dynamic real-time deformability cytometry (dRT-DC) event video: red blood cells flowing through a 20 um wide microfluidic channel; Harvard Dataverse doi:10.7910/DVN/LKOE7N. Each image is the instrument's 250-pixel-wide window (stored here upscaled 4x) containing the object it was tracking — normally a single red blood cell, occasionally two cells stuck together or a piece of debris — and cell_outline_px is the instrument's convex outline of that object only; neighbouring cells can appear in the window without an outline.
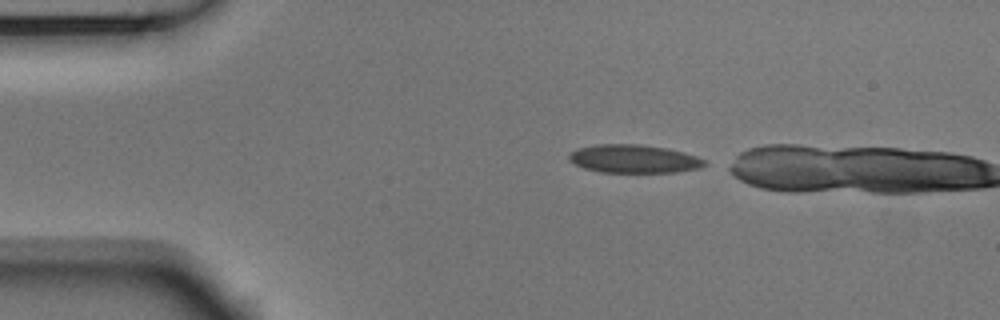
{"species": "Egyptian fruit bat (a non-hibernating species)", "species_latin": "Rousettus aegyptiacus", "temperature_condition": "room temperature", "stored_images_in_passage": 3, "camera_frame_rate_fps": 3000, "um_per_image_px": 0.085, "animal": {"sex": "male"}, "frame": {"image": 1, "passage_image": 1, "time_ms": 0.0, "image_size_px": [1000, 320], "cell_outline_px": [[708, 164], [700, 168], [676, 172], [600, 172], [584, 168], [568, 160], [568, 156], [576, 148], [596, 144], [640, 144], [664, 148], [684, 152], [708, 160]], "centroid_in_image_um": [53.9, 13.5], "position_along_channel_um": 31.1, "area_um2": 22.43}}